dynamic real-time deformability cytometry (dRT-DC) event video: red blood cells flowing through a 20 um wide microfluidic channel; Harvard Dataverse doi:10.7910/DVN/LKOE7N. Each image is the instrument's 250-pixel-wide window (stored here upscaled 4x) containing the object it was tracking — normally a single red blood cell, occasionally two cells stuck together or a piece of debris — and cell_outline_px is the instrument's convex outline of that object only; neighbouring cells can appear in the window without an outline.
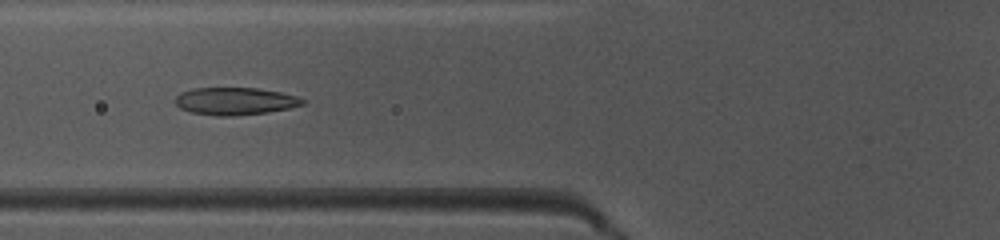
{"species": "common noctule bat (a hibernating species)", "species_latin": "Nyctalus noctula", "temperature_condition": "warm", "stored_images_in_passage": 40, "camera_frame_rate_fps": 3000, "um_per_image_px": 0.085, "animal": {"sex": "female", "body_mass_g": 10.0, "forearm_length_mm": 53.1}, "frame": {"image": 1, "passage_image": 10, "time_ms": 3.0, "image_size_px": [1000, 240], "cell_outline_px": [[304, 104], [288, 108], [268, 112], [236, 116], [216, 116], [192, 112], [180, 108], [176, 104], [176, 96], [180, 92], [192, 88], [256, 88], [280, 92], [296, 96], [304, 100]], "centroid_in_image_um": [19.95, 8.6], "position_along_channel_um": 105.8, "area_um2": 20.29}}
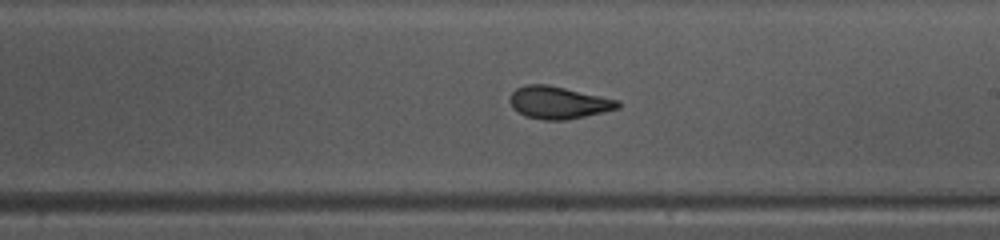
{"frame": {"image": 2, "passage_image": 20, "time_ms": 6.333, "image_size_px": [1000, 240], "cell_outline_px": [[620, 108], [604, 112], [568, 120], [544, 120], [524, 116], [512, 108], [508, 100], [512, 92], [516, 88], [528, 84], [548, 84], [620, 100]], "centroid_in_image_um": [47.46, 8.72], "position_along_channel_um": 241.5, "area_um2": 20.63}}
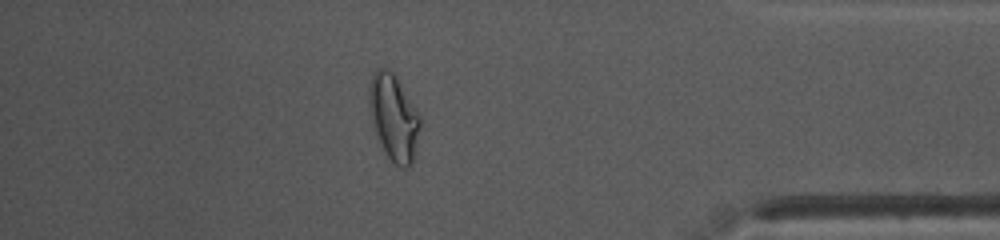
{"frame": {"image": 3, "passage_image": 34, "time_ms": 11.0, "image_size_px": [1000, 240], "cell_outline_px": [[420, 128], [412, 164], [408, 168], [400, 168], [384, 152], [372, 124], [368, 104], [368, 84], [376, 68], [384, 68], [392, 72], [396, 76], [420, 116]], "centroid_in_image_um": [33.44, 9.97], "position_along_channel_um": 401.8, "area_um2": 25.55}, "authors_computed_cell_mechanics": {"area_um2": 20.6635, "velocity_mm_per_s": 4.0567, "shape_relaxation_time_tau1_ms": 4.3287, "shape_relaxation_time_tau2_ms": 1.2604, "deformation_change_tau1": 0.1673, "deformation_change_tau2": 0.081}}